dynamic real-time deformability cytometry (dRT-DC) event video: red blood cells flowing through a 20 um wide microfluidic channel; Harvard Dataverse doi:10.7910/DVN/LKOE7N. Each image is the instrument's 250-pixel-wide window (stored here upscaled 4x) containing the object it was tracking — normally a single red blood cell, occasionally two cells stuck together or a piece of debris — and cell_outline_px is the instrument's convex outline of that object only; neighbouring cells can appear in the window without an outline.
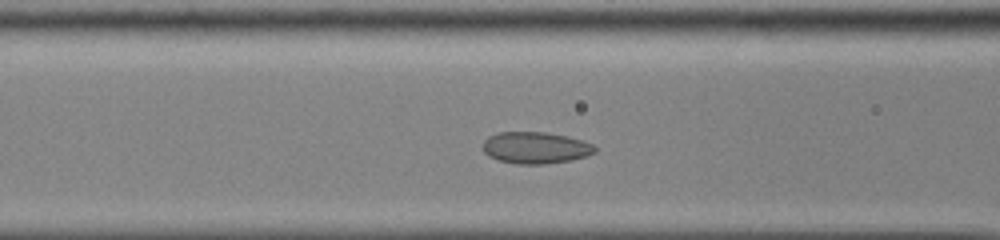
{"species": "common noctule bat (a hibernating species)", "species_latin": "Nyctalus noctula", "temperature_condition": "cold", "stored_images_in_passage": 38, "camera_frame_rate_fps": 3000, "um_per_image_px": 0.085, "animal": {"sex": "male", "body_mass_g": 13.0, "forearm_length_mm": 53.1}, "frame": {"image": 1, "passage_image": 11, "time_ms": 3.333, "image_size_px": [1000, 240], "cell_outline_px": [[596, 152], [588, 156], [572, 160], [544, 164], [516, 164], [500, 160], [488, 156], [484, 152], [484, 140], [488, 136], [496, 132], [544, 132], [568, 136], [592, 144], [596, 148]], "centroid_in_image_um": [45.52, 12.56], "position_along_channel_um": 121.1, "area_um2": 20.75}}
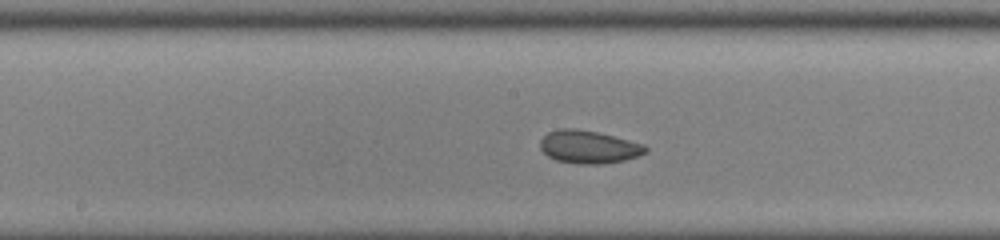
{"frame": {"image": 2, "passage_image": 17, "time_ms": 5.333, "image_size_px": [1000, 240], "cell_outline_px": [[648, 152], [624, 160], [604, 164], [580, 164], [556, 160], [548, 156], [540, 148], [540, 140], [548, 132], [556, 128], [576, 128], [596, 132], [644, 144], [648, 148]], "centroid_in_image_um": [50.02, 12.49], "position_along_channel_um": 198.2, "area_um2": 20.17}}
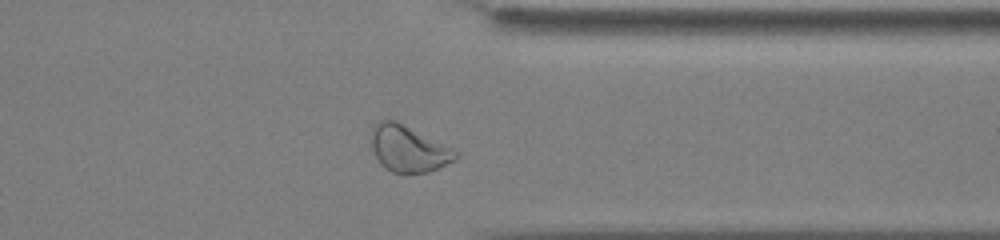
{"frame": {"image": 3, "passage_image": 31, "time_ms": 10.0, "image_size_px": [1000, 240], "cell_outline_px": [[460, 156], [456, 160], [428, 172], [404, 176], [392, 172], [384, 168], [380, 164], [372, 148], [372, 128], [380, 120], [396, 120], [452, 148]], "centroid_in_image_um": [34.72, 12.69], "position_along_channel_um": 376.7, "area_um2": 23.0}, "authors_computed_cell_mechanics": {"area_um2": 20.808, "velocity_mm_per_s": 3.8552, "shape_relaxation_time_tau1_ms": 3.9929, "shape_relaxation_time_tau2_ms": 2.1939, "deformation_change_tau1": 0.0894, "deformation_change_tau2": 0.0642}}